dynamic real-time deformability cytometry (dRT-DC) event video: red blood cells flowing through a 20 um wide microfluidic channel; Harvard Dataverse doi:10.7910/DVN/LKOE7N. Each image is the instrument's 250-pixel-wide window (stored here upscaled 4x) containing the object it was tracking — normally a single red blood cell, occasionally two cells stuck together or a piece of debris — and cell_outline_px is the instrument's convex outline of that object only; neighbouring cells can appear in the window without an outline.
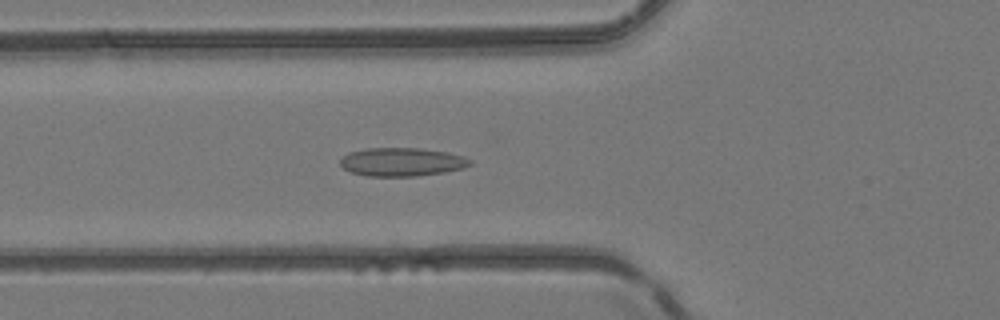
{"species": "common noctule bat (a hibernating species)", "species_latin": "Nyctalus noctula", "temperature_condition": "room temperature", "stored_images_in_passage": 49, "camera_frame_rate_fps": 3000, "um_per_image_px": 0.085, "animal": {"sex": "female", "body_mass_g": 24.6, "forearm_length_mm": 56.2}, "frame": {"image": 1, "passage_image": 18, "time_ms": 5.667, "image_size_px": [1000, 320], "cell_outline_px": [[472, 164], [464, 168], [444, 172], [416, 176], [368, 176], [352, 172], [344, 168], [340, 164], [340, 160], [348, 152], [364, 148], [420, 148], [448, 152], [464, 156], [472, 160]], "centroid_in_image_um": [34.18, 13.76], "position_along_channel_um": 91.6, "area_um2": 21.62}}
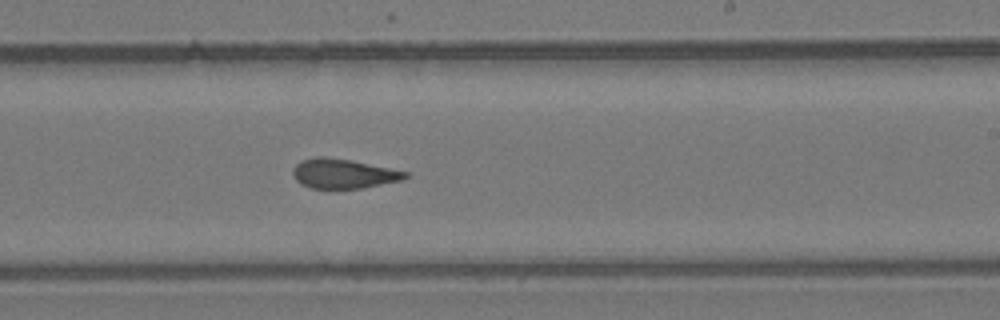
{"frame": {"image": 2, "passage_image": 30, "time_ms": 9.667, "image_size_px": [1000, 320], "cell_outline_px": [[408, 176], [400, 180], [364, 188], [312, 188], [300, 184], [296, 180], [292, 172], [292, 168], [300, 160], [316, 156], [324, 156], [348, 160], [408, 172]], "centroid_in_image_um": [29.12, 14.76], "position_along_channel_um": 259.9, "area_um2": 19.13}}
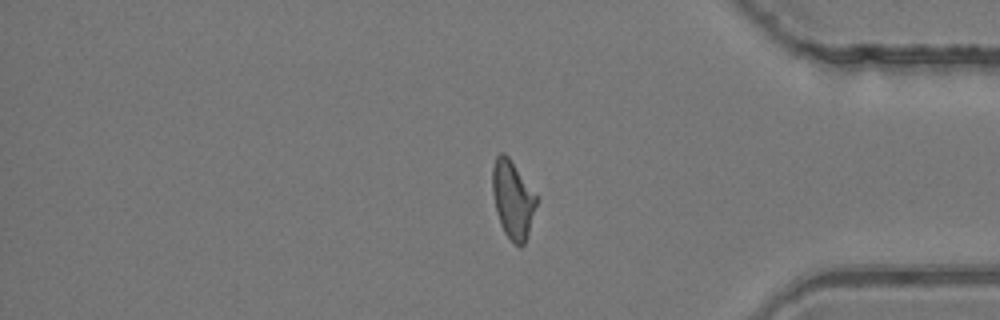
{"frame": {"image": 3, "passage_image": 41, "time_ms": 13.333, "image_size_px": [1000, 320], "cell_outline_px": [[536, 204], [528, 232], [524, 244], [520, 248], [504, 232], [500, 224], [496, 212], [492, 192], [492, 168], [496, 156], [500, 152], [504, 152], [508, 156], [536, 196]], "centroid_in_image_um": [43.54, 16.94], "position_along_channel_um": 391.7, "area_um2": 19.48}, "authors_computed_cell_mechanics": {"area_um2": 20.1144, "velocity_mm_per_s": 4.1835, "shape_relaxation_time_tau1_ms": null, "shape_relaxation_time_tau2_ms": 1.9051, "deformation_change_tau1": null, "deformation_change_tau2": 0.1026}}